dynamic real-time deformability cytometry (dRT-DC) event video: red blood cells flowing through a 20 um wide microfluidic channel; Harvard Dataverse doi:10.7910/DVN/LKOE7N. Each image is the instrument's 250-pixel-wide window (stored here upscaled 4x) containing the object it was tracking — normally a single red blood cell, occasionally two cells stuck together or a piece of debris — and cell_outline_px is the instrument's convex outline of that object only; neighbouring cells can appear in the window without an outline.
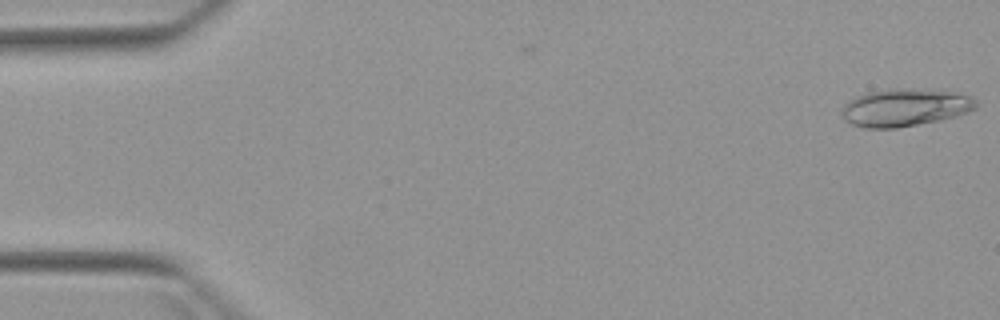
{"species": "Egyptian fruit bat (a non-hibernating species)", "species_latin": "Rousettus aegyptiacus", "temperature_condition": "warm", "stored_images_in_passage": 2, "camera_frame_rate_fps": 3000, "um_per_image_px": 0.085, "animal": {"sex": "female"}, "frame": {"image": 1, "passage_image": 2, "time_ms": 1.0, "image_size_px": [1000, 320], "cell_outline_px": [[976, 108], [968, 112], [956, 116], [940, 120], [896, 128], [864, 128], [852, 124], [844, 120], [840, 112], [844, 104], [848, 100], [856, 96], [868, 92], [892, 88], [924, 88], [972, 96], [976, 100]], "centroid_in_image_um": [76.88, 9.13], "position_along_channel_um": 8.1, "area_um2": 29.65}}